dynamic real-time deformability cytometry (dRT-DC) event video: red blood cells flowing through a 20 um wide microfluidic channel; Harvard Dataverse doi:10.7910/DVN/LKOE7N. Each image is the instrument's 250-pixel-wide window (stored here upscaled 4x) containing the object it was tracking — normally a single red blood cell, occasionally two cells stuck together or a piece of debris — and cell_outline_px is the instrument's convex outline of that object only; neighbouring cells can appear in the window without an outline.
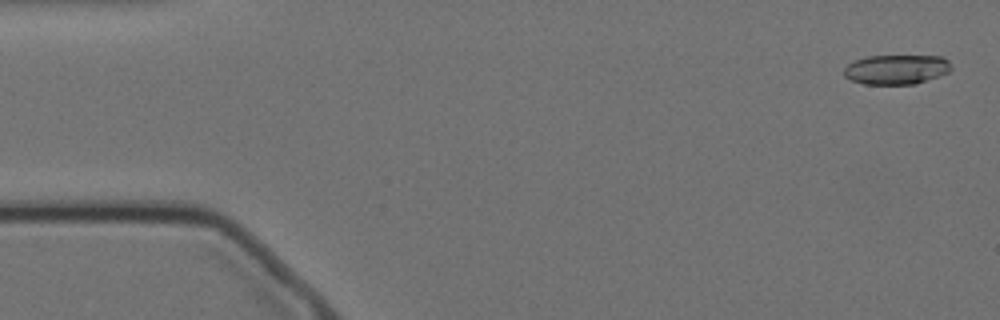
{"species": "Egyptian fruit bat (a non-hibernating species)", "species_latin": "Rousettus aegyptiacus", "temperature_condition": "cold", "stored_images_in_passage": 57, "camera_frame_rate_fps": 3000, "um_per_image_px": 0.085, "animal": {"sex": "female"}, "frame": {"image": 1, "passage_image": 2, "time_ms": 0.333, "image_size_px": [1000, 320], "cell_outline_px": [[952, 68], [948, 72], [916, 84], [864, 84], [852, 80], [844, 76], [844, 68], [848, 64], [856, 60], [868, 56], [940, 56], [948, 60]], "centroid_in_image_um": [76.19, 5.9], "position_along_channel_um": 8.8, "area_um2": 18.38}}
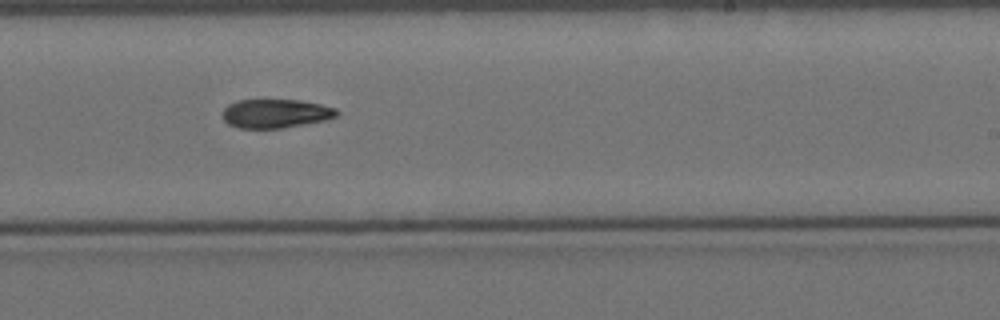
{"frame": {"image": 2, "passage_image": 34, "time_ms": 11.0, "image_size_px": [1000, 320], "cell_outline_px": [[340, 112], [336, 116], [324, 120], [280, 128], [236, 128], [228, 124], [224, 120], [224, 108], [228, 104], [240, 100], [300, 100], [320, 104], [336, 108]], "centroid_in_image_um": [23.42, 9.64], "position_along_channel_um": 265.6, "area_um2": 19.02}}
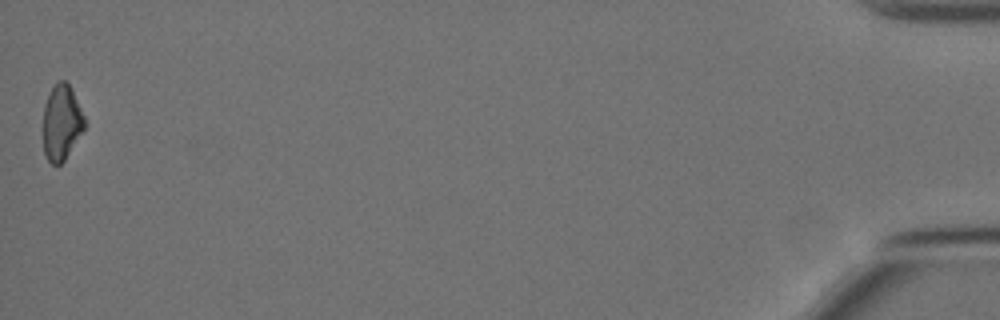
{"frame": {"image": 3, "passage_image": 57, "time_ms": 18.667, "image_size_px": [1000, 320], "cell_outline_px": [[84, 128], [64, 160], [60, 164], [52, 164], [48, 160], [44, 152], [44, 104], [52, 88], [60, 80], [64, 80], [72, 88], [84, 116]], "centroid_in_image_um": [5.23, 10.4], "position_along_channel_um": 430.0, "area_um2": 17.74}}